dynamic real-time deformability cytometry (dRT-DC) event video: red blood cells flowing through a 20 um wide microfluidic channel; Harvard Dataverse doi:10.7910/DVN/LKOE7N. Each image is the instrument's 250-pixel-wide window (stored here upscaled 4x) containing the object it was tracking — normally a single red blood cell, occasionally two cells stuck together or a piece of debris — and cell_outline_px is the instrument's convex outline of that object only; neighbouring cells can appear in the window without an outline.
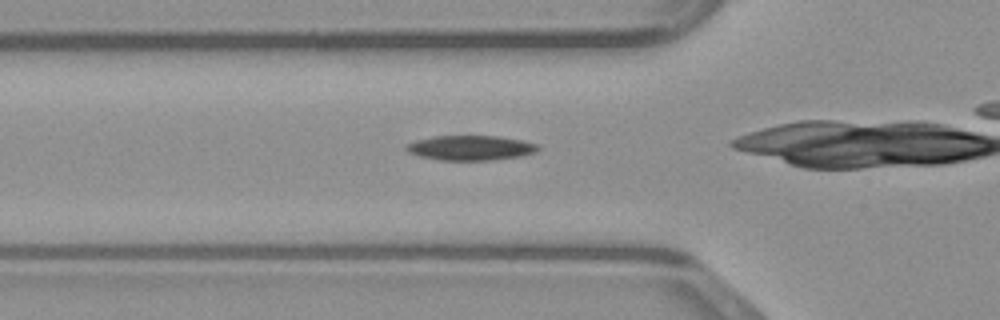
{"species": "common noctule bat (a hibernating species)", "species_latin": "Nyctalus noctula", "temperature_condition": "warm", "stored_images_in_passage": 33, "camera_frame_rate_fps": 3000, "um_per_image_px": 0.085, "animal": {"sex": "male", "body_mass_g": 23.1, "forearm_length_mm": 52.7}, "frame": {"image": 1, "passage_image": 11, "time_ms": 3.333, "image_size_px": [1000, 320], "cell_outline_px": [[540, 148], [536, 152], [520, 156], [492, 160], [436, 160], [420, 156], [408, 152], [404, 148], [408, 144], [416, 140], [436, 136], [500, 136], [540, 144]], "centroid_in_image_um": [40.02, 12.57], "position_along_channel_um": 85.8, "area_um2": 19.07}}
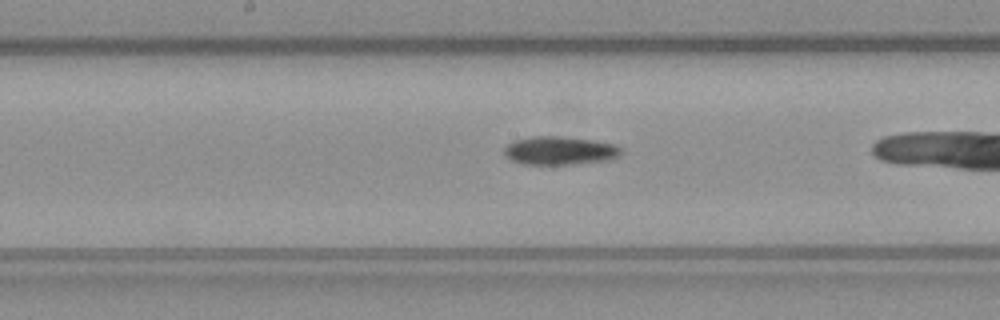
{"frame": {"image": 2, "passage_image": 19, "time_ms": 6.0, "image_size_px": [1000, 320], "cell_outline_px": [[624, 148], [616, 156], [608, 160], [572, 164], [524, 164], [512, 160], [504, 156], [504, 148], [508, 144], [516, 140], [532, 136], [560, 136], [592, 140], [616, 144]], "centroid_in_image_um": [47.57, 12.79], "position_along_channel_um": 200.6, "area_um2": 19.25}}
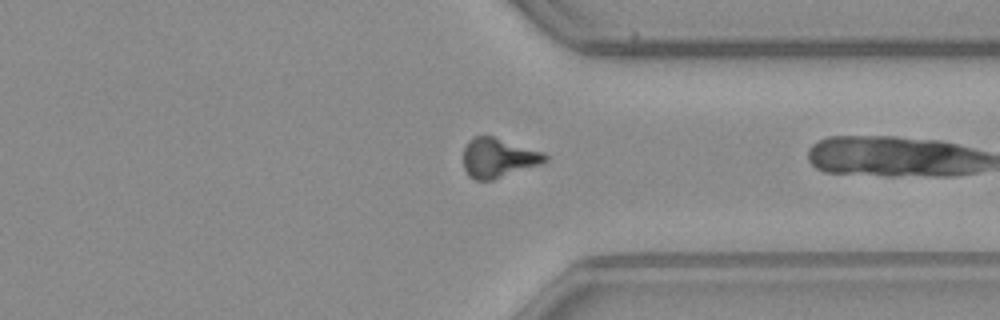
{"frame": {"image": 3, "passage_image": 31, "time_ms": 10.0, "image_size_px": [1000, 320], "cell_outline_px": [[548, 160], [540, 164], [492, 180], [476, 180], [468, 176], [464, 168], [464, 148], [468, 140], [476, 136], [492, 136], [544, 152], [548, 156]], "centroid_in_image_um": [42.35, 13.42], "position_along_channel_um": 369.1, "area_um2": 18.67}}